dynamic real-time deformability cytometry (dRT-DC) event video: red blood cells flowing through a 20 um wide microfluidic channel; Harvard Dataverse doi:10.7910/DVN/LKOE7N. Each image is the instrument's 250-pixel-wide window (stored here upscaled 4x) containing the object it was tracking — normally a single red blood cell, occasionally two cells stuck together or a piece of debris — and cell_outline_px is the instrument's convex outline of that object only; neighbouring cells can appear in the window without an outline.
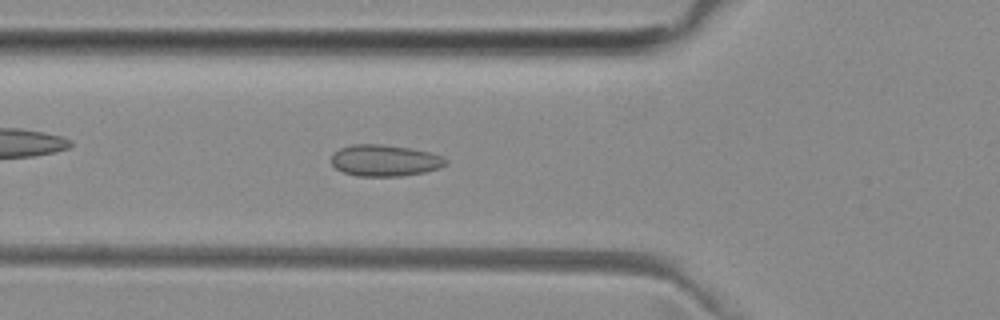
{"species": "common noctule bat (a hibernating species)", "species_latin": "Nyctalus noctula", "temperature_condition": "room temperature", "stored_images_in_passage": 50, "camera_frame_rate_fps": 3000, "um_per_image_px": 0.085, "animal": {"sex": "female", "body_mass_g": 29.2, "forearm_length_mm": 56.3}, "frame": {"image": 1, "passage_image": 17, "time_ms": 5.333, "image_size_px": [1000, 320], "cell_outline_px": [[448, 164], [440, 168], [424, 172], [400, 176], [356, 176], [344, 172], [336, 168], [332, 164], [332, 156], [340, 148], [352, 144], [380, 144], [408, 148], [432, 152], [448, 160]], "centroid_in_image_um": [32.73, 13.64], "position_along_channel_um": 93.1, "area_um2": 20.92}}
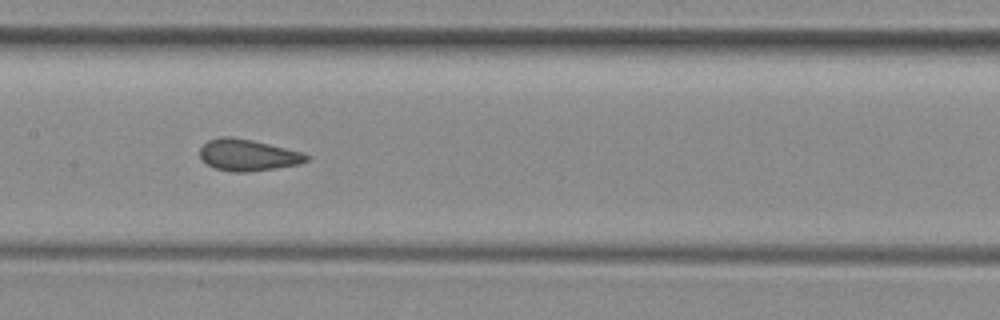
{"frame": {"image": 2, "passage_image": 24, "time_ms": 7.667, "image_size_px": [1000, 320], "cell_outline_px": [[308, 160], [300, 164], [276, 168], [248, 172], [232, 172], [216, 168], [208, 164], [200, 156], [200, 148], [208, 140], [220, 136], [232, 136], [252, 140], [304, 152], [308, 156]], "centroid_in_image_um": [21.08, 13.17], "position_along_channel_um": 186.3, "area_um2": 19.59}}
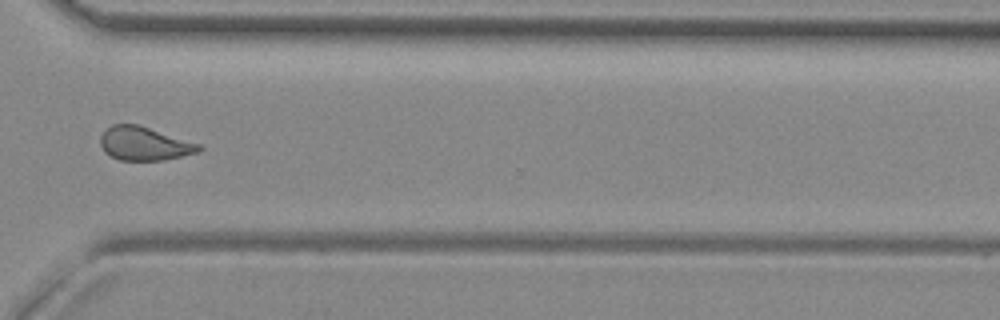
{"frame": {"image": 3, "passage_image": 37, "time_ms": 12.0, "image_size_px": [1000, 320], "cell_outline_px": [[204, 148], [200, 152], [164, 160], [120, 160], [104, 152], [100, 144], [100, 136], [112, 124], [136, 124], [200, 144]], "centroid_in_image_um": [12.28, 12.22], "position_along_channel_um": 358.3, "area_um2": 19.13}, "authors_computed_cell_mechanics": {"area_um2": 19.5653, "velocity_mm_per_s": 3.975, "shape_relaxation_time_tau1_ms": null, "shape_relaxation_time_tau2_ms": 1.2853, "deformation_change_tau1": null, "deformation_change_tau2": 0.0684}}